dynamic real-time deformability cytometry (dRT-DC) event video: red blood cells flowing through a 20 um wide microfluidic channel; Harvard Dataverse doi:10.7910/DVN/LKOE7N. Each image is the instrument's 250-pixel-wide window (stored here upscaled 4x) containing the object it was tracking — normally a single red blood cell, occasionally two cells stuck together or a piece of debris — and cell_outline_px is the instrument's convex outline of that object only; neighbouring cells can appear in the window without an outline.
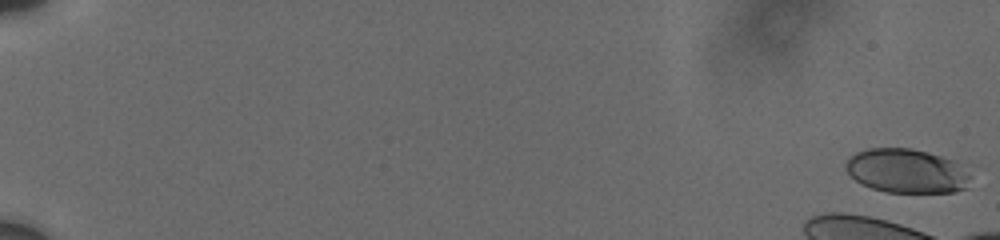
{"species": "human", "species_latin": "Homo sapiens", "temperature_condition": "cold", "stored_images_in_passage": 17, "camera_frame_rate_fps": 3000, "um_per_image_px": 0.085, "donor": {"sex": "male"}, "frame": {"image": 1, "passage_image": 1, "time_ms": 0.0, "image_size_px": [1000, 240], "cell_outline_px": [[976, 164], [968, 188], [956, 192], [888, 192], [872, 188], [856, 180], [844, 168], [844, 164], [848, 156], [856, 152], [868, 148], [912, 148]], "centroid_in_image_um": [77.26, 14.5], "position_along_channel_um": 7.7, "area_um2": 33.58}}